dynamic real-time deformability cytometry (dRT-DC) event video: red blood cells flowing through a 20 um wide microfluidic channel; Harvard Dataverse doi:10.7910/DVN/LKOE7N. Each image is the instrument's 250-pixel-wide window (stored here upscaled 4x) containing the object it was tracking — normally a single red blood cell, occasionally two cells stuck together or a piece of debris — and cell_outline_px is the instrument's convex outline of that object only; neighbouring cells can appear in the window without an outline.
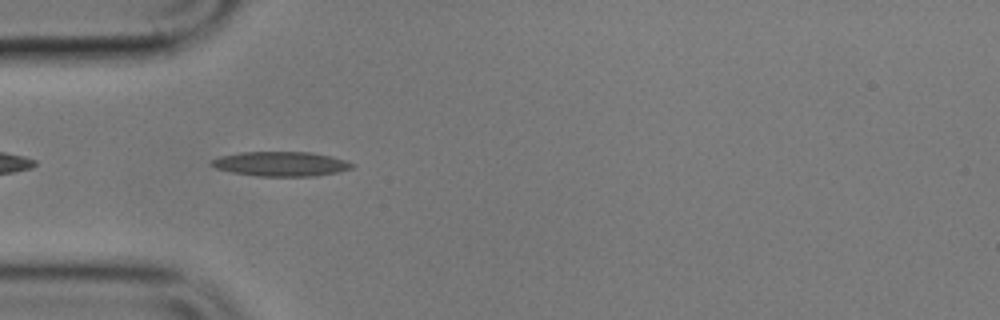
{"species": "common noctule bat (a hibernating species)", "species_latin": "Nyctalus noctula", "temperature_condition": "cold", "stored_images_in_passage": 3, "camera_frame_rate_fps": 3000, "um_per_image_px": 0.085, "animal": {"sex": "male", "body_mass_g": 17.9}, "frame": {"image": 1, "passage_image": 2, "time_ms": 1.333, "image_size_px": [1000, 320], "cell_outline_px": [[356, 164], [352, 168], [340, 172], [316, 176], [256, 176], [232, 172], [216, 168], [208, 164], [212, 160], [220, 156], [240, 152], [312, 152], [332, 156]], "centroid_in_image_um": [23.9, 13.93], "position_along_channel_um": 61.1, "area_um2": 20.29}}
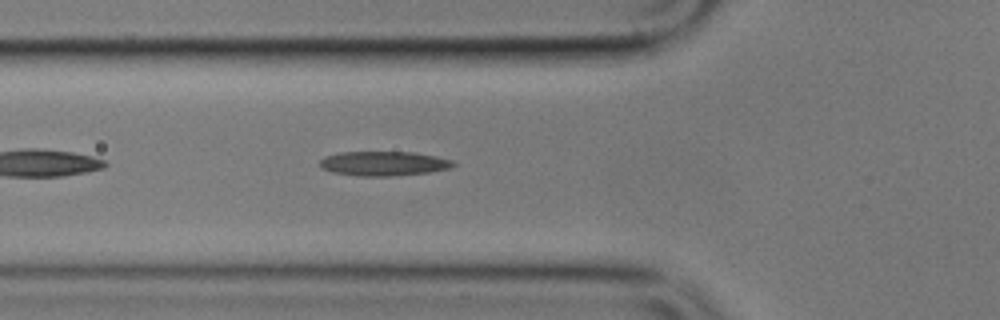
{"frame": {"image": 2, "passage_image": 3, "time_ms": 2.333, "image_size_px": [1000, 320], "cell_outline_px": [[456, 164], [448, 168], [428, 172], [388, 176], [356, 176], [332, 172], [320, 168], [320, 160], [324, 156], [340, 152], [416, 152], [436, 156], [452, 160]], "centroid_in_image_um": [32.56, 13.89], "position_along_channel_um": 93.2, "area_um2": 19.02}}